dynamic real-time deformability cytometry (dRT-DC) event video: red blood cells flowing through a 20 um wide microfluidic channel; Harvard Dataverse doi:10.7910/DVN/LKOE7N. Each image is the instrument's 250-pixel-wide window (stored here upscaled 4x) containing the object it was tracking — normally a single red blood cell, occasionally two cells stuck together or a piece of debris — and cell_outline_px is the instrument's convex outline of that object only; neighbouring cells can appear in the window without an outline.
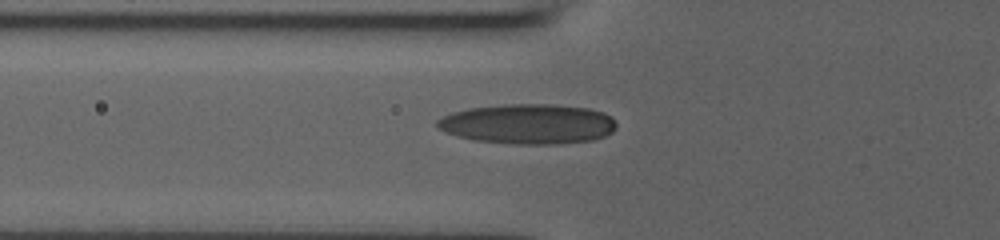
{"species": "human", "species_latin": "Homo sapiens", "temperature_condition": "room temperature", "stored_images_in_passage": 24, "camera_frame_rate_fps": 3000, "um_per_image_px": 0.085, "donor": {"sex": "male"}, "frame": {"image": 1, "passage_image": 4, "time_ms": 1.0, "image_size_px": [1000, 240], "cell_outline_px": [[616, 128], [612, 132], [604, 136], [592, 140], [560, 144], [516, 144], [476, 140], [456, 136], [444, 132], [436, 124], [436, 120], [452, 112], [468, 108], [504, 104], [548, 104], [588, 108], [604, 112], [612, 116], [616, 124]], "centroid_in_image_um": [44.9, 10.53], "position_along_channel_um": 80.9, "area_um2": 41.91}}
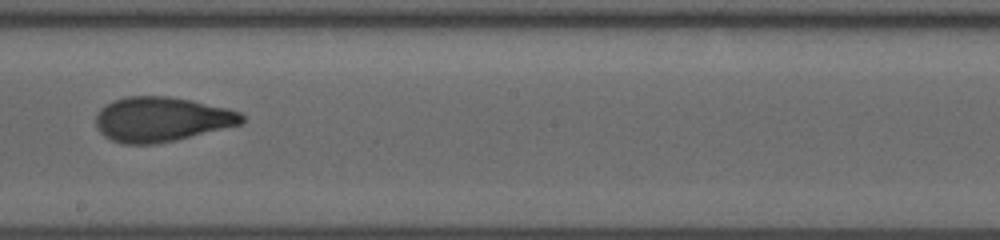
{"frame": {"image": 2, "passage_image": 11, "time_ms": 3.333, "image_size_px": [1000, 240], "cell_outline_px": [[244, 120], [240, 124], [156, 144], [120, 144], [104, 136], [96, 128], [96, 112], [100, 108], [112, 100], [124, 96], [168, 96], [192, 100], [228, 108], [240, 112], [244, 116]], "centroid_in_image_um": [13.67, 10.12], "position_along_channel_um": 234.5, "area_um2": 38.03}}
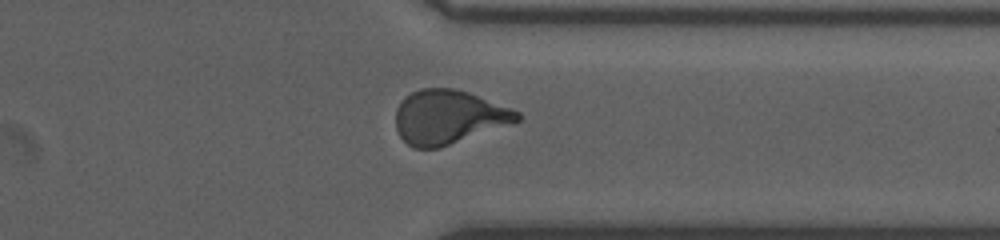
{"frame": {"image": 3, "passage_image": 18, "time_ms": 5.667, "image_size_px": [1000, 240], "cell_outline_px": [[520, 120], [440, 148], [412, 148], [400, 136], [396, 128], [396, 108], [404, 96], [420, 88], [456, 88], [468, 92], [520, 112]], "centroid_in_image_um": [38.07, 9.94], "position_along_channel_um": 373.3, "area_um2": 37.97}}